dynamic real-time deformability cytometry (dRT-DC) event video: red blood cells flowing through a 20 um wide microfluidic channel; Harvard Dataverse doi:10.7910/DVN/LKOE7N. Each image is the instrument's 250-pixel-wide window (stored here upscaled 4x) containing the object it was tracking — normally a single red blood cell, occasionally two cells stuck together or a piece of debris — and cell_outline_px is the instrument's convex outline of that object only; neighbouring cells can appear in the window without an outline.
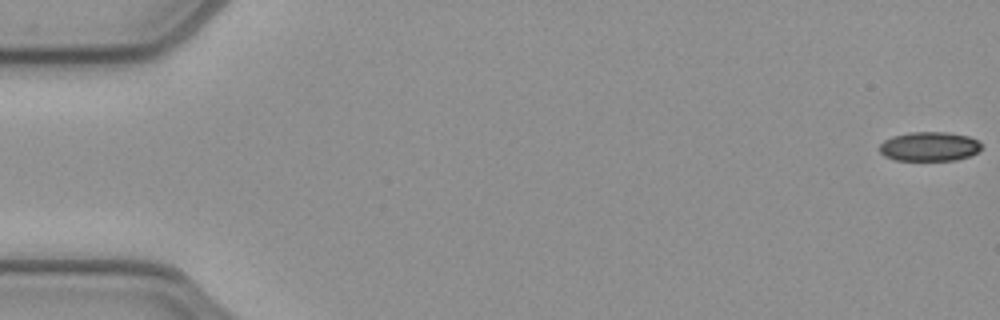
{"species": "common noctule bat (a hibernating species)", "species_latin": "Nyctalus noctula", "temperature_condition": "cold", "stored_images_in_passage": 53, "camera_frame_rate_fps": 3000, "um_per_image_px": 0.085, "animal": {"sex": "female", "body_mass_g": 21.9}, "frame": {"image": 1, "passage_image": 1, "time_ms": 0.0, "image_size_px": [1000, 320], "cell_outline_px": [[980, 148], [976, 152], [968, 156], [956, 160], [896, 160], [884, 156], [880, 152], [880, 144], [884, 140], [892, 136], [908, 132], [948, 132], [968, 136], [976, 140], [980, 144]], "centroid_in_image_um": [78.95, 12.44], "position_along_channel_um": 6.1, "area_um2": 17.28}}
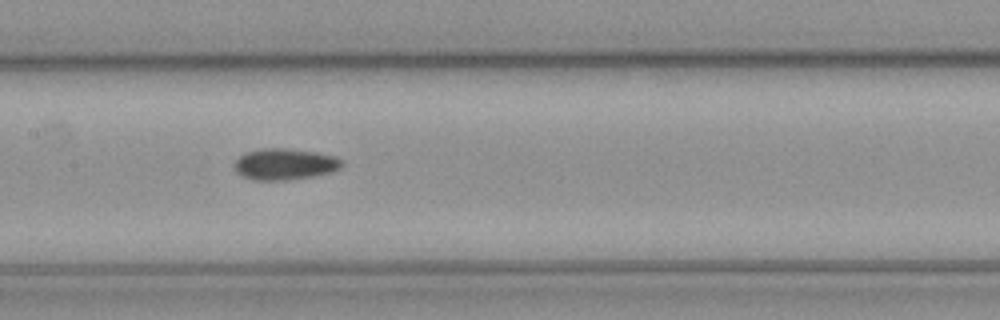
{"frame": {"image": 2, "passage_image": 26, "time_ms": 8.333, "image_size_px": [1000, 320], "cell_outline_px": [[344, 164], [340, 168], [332, 172], [312, 176], [284, 180], [252, 180], [236, 172], [232, 164], [244, 152], [260, 148], [284, 148], [316, 152], [336, 156], [344, 160]], "centroid_in_image_um": [24.2, 13.94], "position_along_channel_um": 183.2, "area_um2": 19.83}}
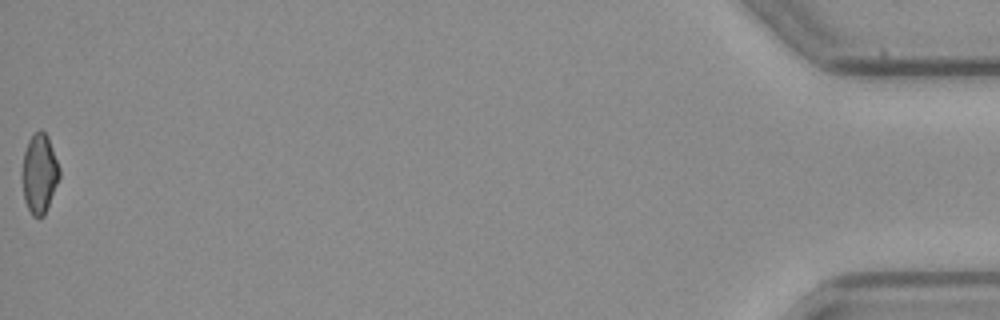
{"frame": {"image": 3, "passage_image": 53, "time_ms": 17.333, "image_size_px": [1000, 320], "cell_outline_px": [[60, 176], [44, 216], [32, 216], [24, 200], [20, 172], [24, 152], [28, 140], [40, 128], [48, 136], [60, 168]], "centroid_in_image_um": [3.32, 14.74], "position_along_channel_um": 431.9, "area_um2": 17.46}, "authors_computed_cell_mechanics": {"area_um2": 18.5538, "velocity_mm_per_s": 3.9311, "shape_relaxation_time_tau1_ms": null, "shape_relaxation_time_tau2_ms": 6.1869, "deformation_change_tau1": null, "deformation_change_tau2": 0.1165}}